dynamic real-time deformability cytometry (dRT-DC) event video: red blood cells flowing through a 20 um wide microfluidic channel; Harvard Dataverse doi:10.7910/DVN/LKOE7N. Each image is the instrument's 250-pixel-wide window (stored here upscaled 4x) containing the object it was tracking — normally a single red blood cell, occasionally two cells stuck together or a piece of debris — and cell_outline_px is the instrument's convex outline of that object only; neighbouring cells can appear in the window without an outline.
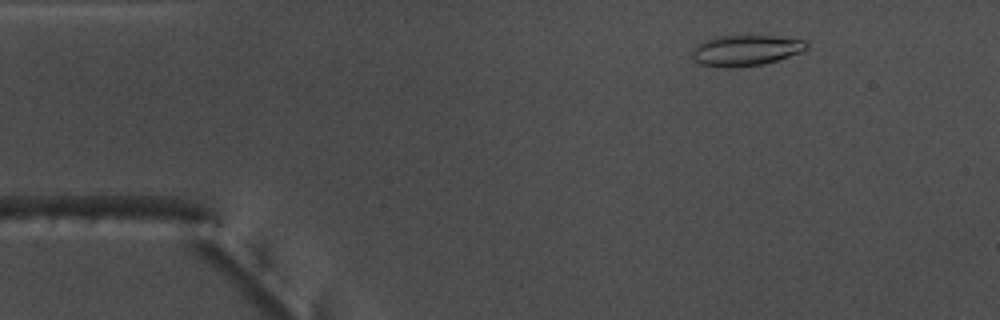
{"species": "common noctule bat (a hibernating species)", "species_latin": "Nyctalus noctula", "temperature_condition": "warm", "stored_images_in_passage": 53, "camera_frame_rate_fps": 3000, "um_per_image_px": 0.085, "animal": {"sex": "male", "body_mass_g": 17.5, "forearm_length_mm": 52.3}, "frame": {"image": 1, "passage_image": 7, "time_ms": 2.0, "image_size_px": [1000, 320], "cell_outline_px": [[808, 48], [804, 52], [764, 64], [736, 68], [716, 68], [700, 64], [692, 56], [692, 52], [704, 40], [716, 36], [776, 36], [804, 40], [808, 44]], "centroid_in_image_um": [63.42, 4.3], "position_along_channel_um": 21.6, "area_um2": 20.69}}
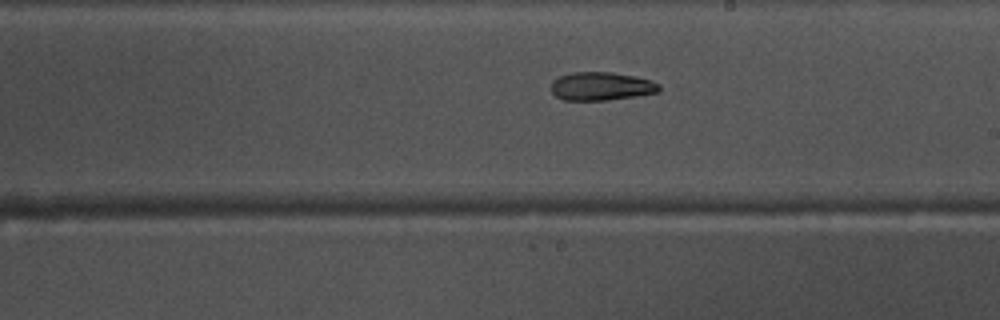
{"frame": {"image": 2, "passage_image": 30, "time_ms": 9.667, "image_size_px": [1000, 320], "cell_outline_px": [[660, 88], [656, 92], [636, 96], [608, 100], [564, 100], [556, 96], [552, 92], [552, 80], [560, 76], [572, 72], [612, 72], [652, 80], [660, 84]], "centroid_in_image_um": [51.1, 7.33], "position_along_channel_um": 237.9, "area_um2": 17.74}}
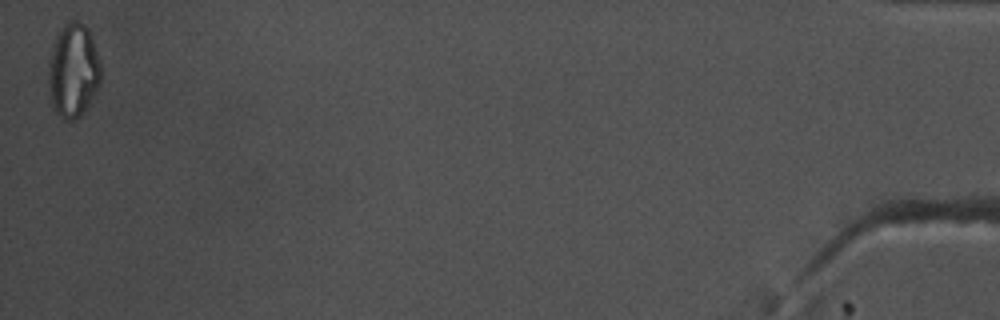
{"frame": {"image": 3, "passage_image": 53, "time_ms": 17.333, "image_size_px": [1000, 320], "cell_outline_px": [[104, 80], [100, 88], [84, 112], [80, 116], [72, 120], [64, 120], [52, 108], [48, 88], [48, 60], [52, 44], [56, 36], [64, 24], [72, 20], [80, 20], [88, 28], [100, 60], [104, 72]], "centroid_in_image_um": [6.26, 6.01], "position_along_channel_um": 428.9, "area_um2": 29.82}, "authors_computed_cell_mechanics": {"area_um2": 19.8254, "velocity_mm_per_s": 3.8051, "shape_relaxation_time_tau1_ms": 9.1547, "shape_relaxation_time_tau2_ms": null, "deformation_change_tau1": 0.2009, "deformation_change_tau2": null}}